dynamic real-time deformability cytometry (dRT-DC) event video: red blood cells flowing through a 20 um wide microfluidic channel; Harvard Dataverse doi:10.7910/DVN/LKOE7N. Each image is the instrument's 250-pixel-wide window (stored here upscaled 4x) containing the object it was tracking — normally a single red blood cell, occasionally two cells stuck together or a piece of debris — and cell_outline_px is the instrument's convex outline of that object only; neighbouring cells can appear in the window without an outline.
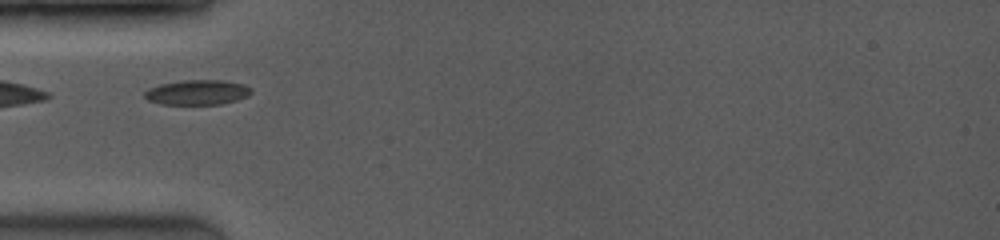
{"species": "common noctule bat (a hibernating species)", "species_latin": "Nyctalus noctula", "temperature_condition": "room temperature", "stored_images_in_passage": 14, "camera_frame_rate_fps": 3500, "um_per_image_px": 0.085, "animal": {"sex": "female", "body_mass_g": 19.0, "forearm_length_mm": 53.3}, "frame": {"image": 1, "passage_image": 1, "time_ms": 0.0, "image_size_px": [1000, 240], "cell_outline_px": [[252, 92], [248, 96], [236, 100], [220, 104], [160, 104], [148, 100], [144, 96], [144, 92], [148, 88], [160, 84], [184, 80], [224, 80], [244, 84], [252, 88]], "centroid_in_image_um": [16.78, 7.84], "position_along_channel_um": 68.2, "area_um2": 15.55}}